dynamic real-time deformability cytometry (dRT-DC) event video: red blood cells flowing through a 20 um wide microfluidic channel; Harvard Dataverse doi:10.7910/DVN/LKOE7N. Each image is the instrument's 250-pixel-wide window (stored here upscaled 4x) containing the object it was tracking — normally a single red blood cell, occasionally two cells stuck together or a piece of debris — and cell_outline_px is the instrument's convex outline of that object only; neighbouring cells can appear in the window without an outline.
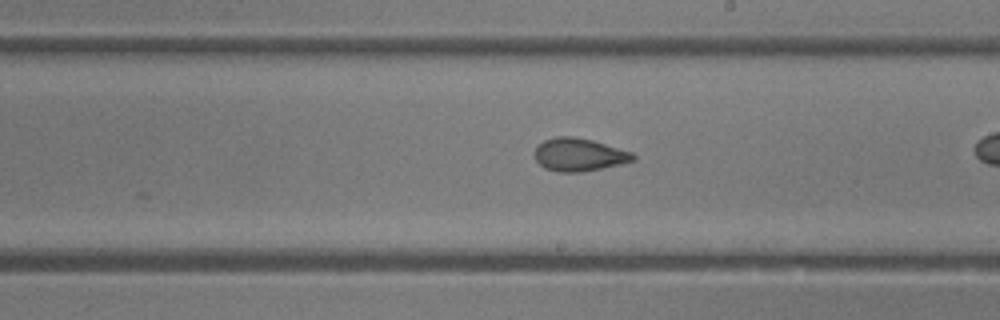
{"species": "common noctule bat (a hibernating species)", "species_latin": "Nyctalus noctula", "temperature_condition": "room temperature", "stored_images_in_passage": 32, "camera_frame_rate_fps": 3000, "um_per_image_px": 0.085, "animal": {"sex": "female"}, "frame": {"image": 1, "passage_image": 23, "time_ms": 7.333, "image_size_px": [1000, 320], "cell_outline_px": [[636, 160], [620, 164], [580, 172], [556, 172], [544, 168], [536, 160], [532, 152], [544, 140], [556, 136], [572, 136], [592, 140], [632, 152], [636, 156]], "centroid_in_image_um": [49.19, 13.15], "position_along_channel_um": 239.8, "area_um2": 18.9}}